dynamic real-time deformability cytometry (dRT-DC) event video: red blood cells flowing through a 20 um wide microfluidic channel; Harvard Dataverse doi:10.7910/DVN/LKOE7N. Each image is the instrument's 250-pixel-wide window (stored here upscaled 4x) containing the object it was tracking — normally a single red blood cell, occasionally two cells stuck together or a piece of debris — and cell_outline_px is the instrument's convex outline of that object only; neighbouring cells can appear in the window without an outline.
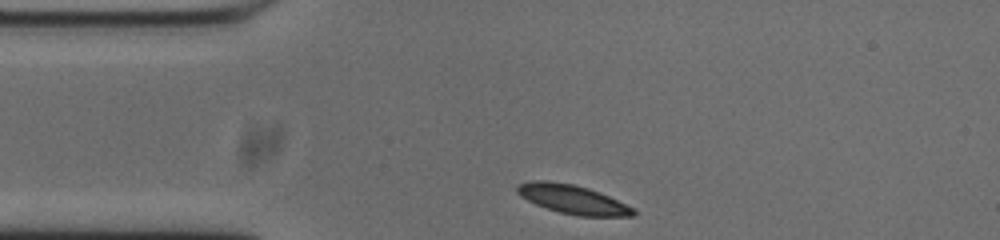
{"species": "common noctule bat (a hibernating species)", "species_latin": "Nyctalus noctula", "temperature_condition": "cold", "stored_images_in_passage": 34, "camera_frame_rate_fps": 3000, "um_per_image_px": 0.085, "animal": {"sex": "male", "body_mass_g": 20.0, "forearm_length_mm": 53.3}, "frame": {"image": 1, "passage_image": 1, "time_ms": 0.0, "image_size_px": [1000, 240], "cell_outline_px": [[636, 212], [632, 216], [580, 216], [560, 212], [536, 204], [520, 196], [516, 192], [516, 184], [532, 180], [544, 180], [572, 184], [588, 188], [608, 196], [636, 208]], "centroid_in_image_um": [48.66, 16.93], "position_along_channel_um": 36.3, "area_um2": 19.48}}
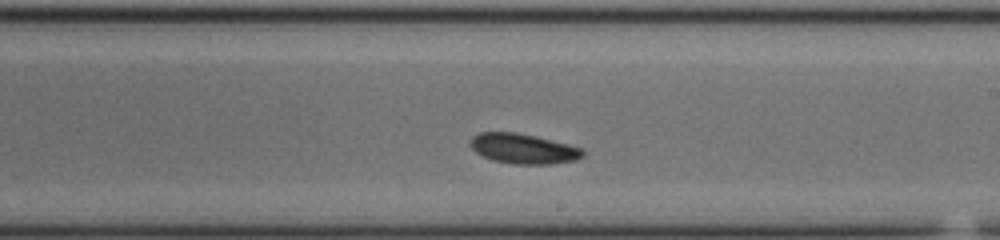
{"frame": {"image": 2, "passage_image": 20, "time_ms": 6.333, "image_size_px": [1000, 240], "cell_outline_px": [[584, 156], [576, 160], [548, 164], [512, 164], [492, 160], [476, 152], [468, 144], [472, 136], [480, 132], [516, 132], [568, 144], [584, 148]], "centroid_in_image_um": [44.47, 12.64], "position_along_channel_um": 244.5, "area_um2": 19.71}}
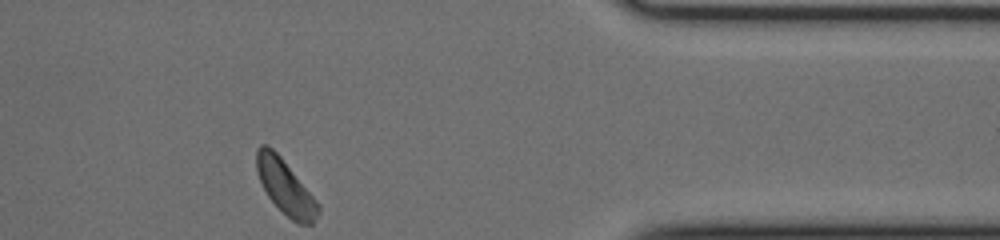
{"frame": {"image": 3, "passage_image": 34, "time_ms": 11.0, "image_size_px": [1000, 240], "cell_outline_px": [[320, 212], [312, 224], [296, 224], [268, 196], [256, 172], [256, 148], [260, 144], [268, 144], [280, 156], [320, 204]], "centroid_in_image_um": [24.26, 15.88], "position_along_channel_um": 387.1, "area_um2": 19.36}, "authors_computed_cell_mechanics": {"area_um2": 19.6809, "velocity_mm_per_s": 3.6743, "shape_relaxation_time_tau1_ms": 2.356, "shape_relaxation_time_tau2_ms": null, "deformation_change_tau1": 0.0947, "deformation_change_tau2": null}}